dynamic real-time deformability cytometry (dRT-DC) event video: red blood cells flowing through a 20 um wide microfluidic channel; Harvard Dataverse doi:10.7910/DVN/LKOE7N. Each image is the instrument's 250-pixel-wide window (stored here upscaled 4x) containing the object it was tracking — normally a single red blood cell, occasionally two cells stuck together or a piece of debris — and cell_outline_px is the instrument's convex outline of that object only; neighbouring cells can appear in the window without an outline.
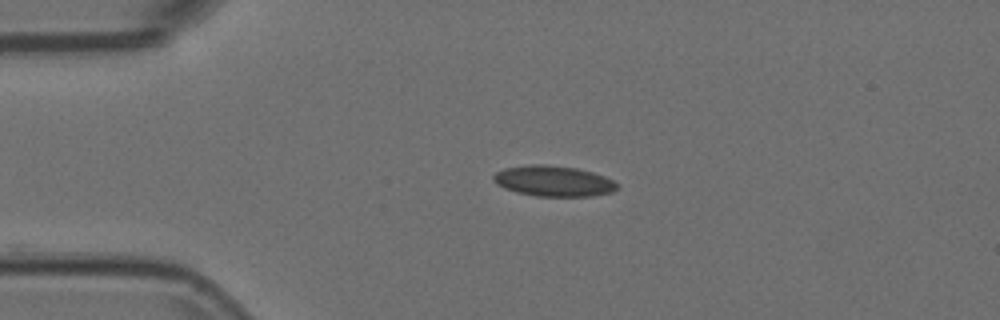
{"species": "Egyptian fruit bat (a non-hibernating species)", "species_latin": "Rousettus aegyptiacus", "temperature_condition": "room temperature", "stored_images_in_passage": 43, "camera_frame_rate_fps": 3000, "um_per_image_px": 0.085, "animal": {"sex": "female"}, "frame": {"image": 1, "passage_image": 1, "time_ms": 0.0, "image_size_px": [1000, 320], "cell_outline_px": [[616, 188], [612, 192], [592, 196], [536, 196], [516, 192], [504, 188], [496, 184], [492, 180], [492, 176], [496, 172], [504, 168], [528, 164], [544, 164], [576, 168], [592, 172], [604, 176], [612, 180], [616, 184]], "centroid_in_image_um": [46.99, 15.38], "position_along_channel_um": 38.0, "area_um2": 22.08}}
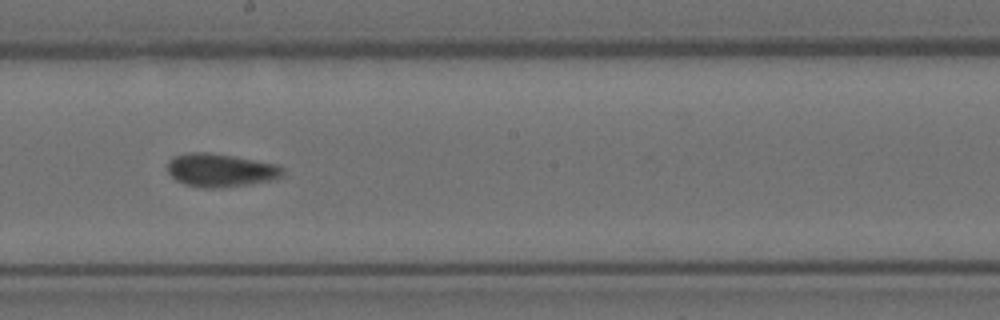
{"frame": {"image": 2, "passage_image": 19, "time_ms": 6.0, "image_size_px": [1000, 320], "cell_outline_px": [[284, 176], [276, 180], [252, 184], [220, 188], [200, 188], [184, 184], [176, 180], [168, 172], [168, 160], [172, 156], [184, 152], [208, 152], [236, 156], [276, 164], [284, 168]], "centroid_in_image_um": [18.77, 14.47], "position_along_channel_um": 229.4, "area_um2": 22.95}}
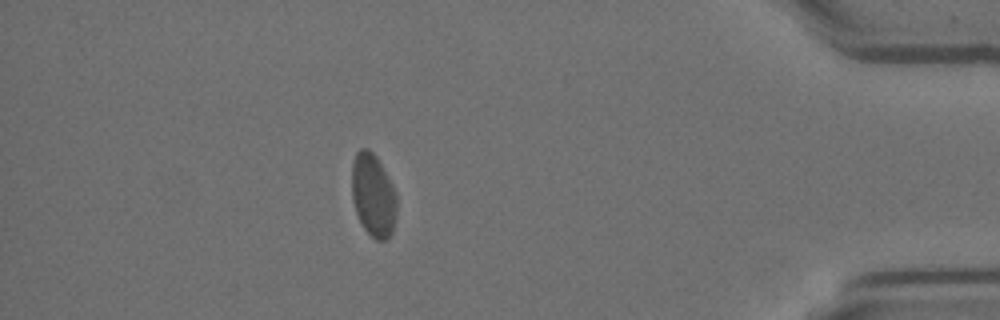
{"frame": {"image": 3, "passage_image": 37, "time_ms": 12.0, "image_size_px": [1000, 320], "cell_outline_px": [[396, 220], [392, 232], [388, 240], [376, 240], [364, 228], [356, 212], [352, 200], [352, 164], [356, 152], [360, 148], [368, 148], [376, 156], [392, 184], [396, 192]], "centroid_in_image_um": [31.73, 16.6], "position_along_channel_um": 403.5, "area_um2": 21.79}}